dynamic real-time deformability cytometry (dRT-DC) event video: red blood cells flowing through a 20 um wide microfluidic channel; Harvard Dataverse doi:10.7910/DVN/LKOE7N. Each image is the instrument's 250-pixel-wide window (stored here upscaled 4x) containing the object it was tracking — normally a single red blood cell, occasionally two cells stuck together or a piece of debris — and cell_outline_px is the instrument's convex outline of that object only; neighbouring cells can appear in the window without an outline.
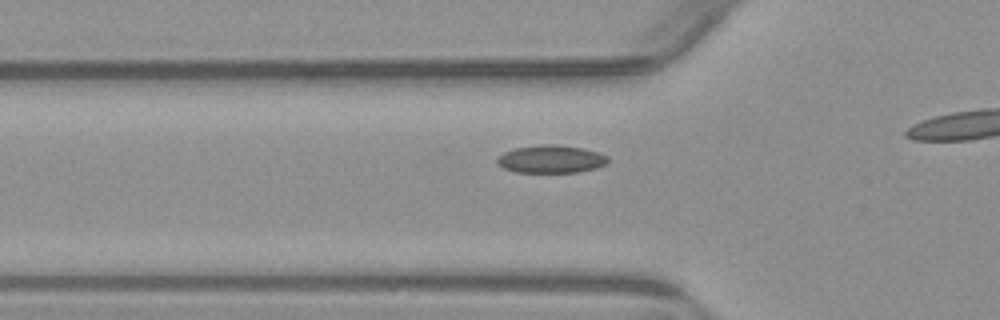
{"species": "common noctule bat (a hibernating species)", "species_latin": "Nyctalus noctula", "temperature_condition": "warm", "stored_images_in_passage": 26, "camera_frame_rate_fps": 3000, "um_per_image_px": 0.085, "animal": {"sex": "male", "body_mass_g": 23.1, "forearm_length_mm": 52.7}, "frame": {"image": 1, "passage_image": 14, "time_ms": 4.333, "image_size_px": [1000, 320], "cell_outline_px": [[608, 164], [596, 168], [576, 172], [516, 172], [504, 168], [496, 160], [504, 152], [516, 148], [540, 144], [552, 144], [584, 148], [608, 156]], "centroid_in_image_um": [46.87, 13.52], "position_along_channel_um": 78.9, "area_um2": 17.8}}
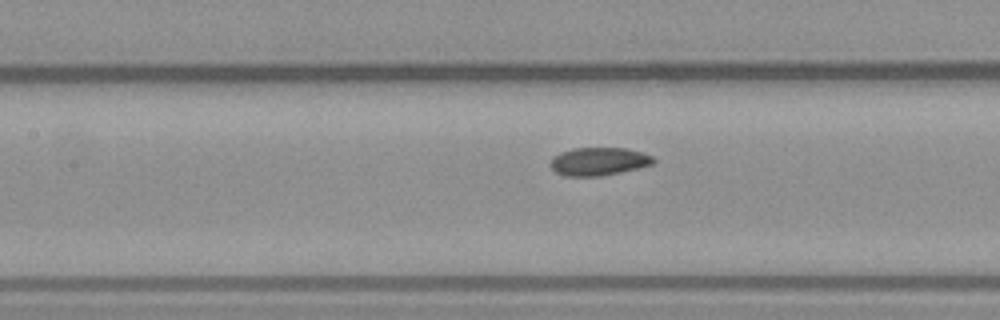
{"frame": {"image": 2, "passage_image": 20, "time_ms": 6.333, "image_size_px": [1000, 320], "cell_outline_px": [[656, 160], [652, 164], [620, 172], [600, 176], [564, 176], [556, 172], [548, 164], [552, 156], [560, 152], [572, 148], [624, 148], [644, 152], [652, 156]], "centroid_in_image_um": [50.85, 13.71], "position_along_channel_um": 156.6, "area_um2": 16.94}}
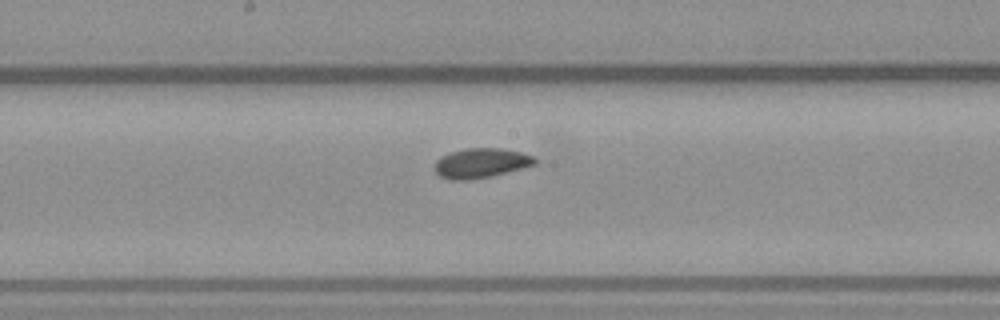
{"frame": {"image": 3, "passage_image": 24, "time_ms": 7.667, "image_size_px": [1000, 320], "cell_outline_px": [[536, 164], [492, 176], [468, 180], [448, 180], [440, 176], [436, 172], [436, 160], [440, 156], [464, 148], [500, 148], [520, 152], [532, 156], [536, 160]], "centroid_in_image_um": [40.86, 13.86], "position_along_channel_um": 207.3, "area_um2": 17.22}}